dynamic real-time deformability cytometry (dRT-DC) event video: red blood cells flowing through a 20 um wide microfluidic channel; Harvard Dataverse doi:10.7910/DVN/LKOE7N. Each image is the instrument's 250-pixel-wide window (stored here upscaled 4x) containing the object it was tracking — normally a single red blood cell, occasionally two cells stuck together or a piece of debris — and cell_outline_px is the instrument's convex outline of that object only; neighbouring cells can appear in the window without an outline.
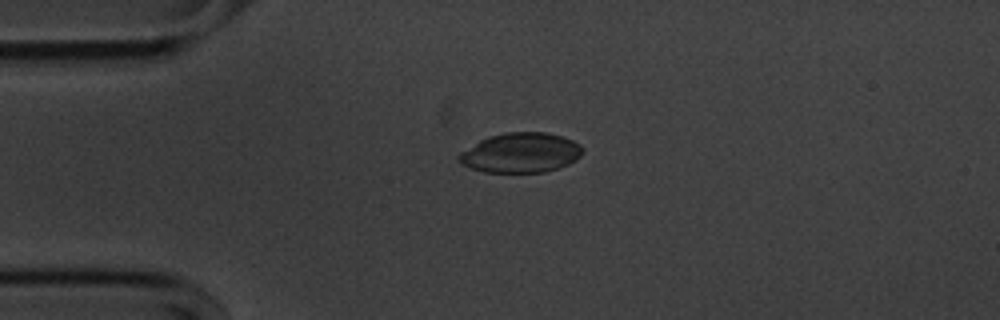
{"species": "common noctule bat (a hibernating species)", "species_latin": "Nyctalus noctula", "temperature_condition": "cold", "stored_images_in_passage": 55, "camera_frame_rate_fps": 3000, "um_per_image_px": 0.085, "animal": {"sex": "male", "body_mass_g": 20.1, "forearm_length_mm": 53.5}, "frame": {"image": 1, "passage_image": 13, "time_ms": 4.0, "image_size_px": [1000, 320], "cell_outline_px": [[584, 152], [576, 160], [560, 168], [544, 172], [484, 172], [460, 164], [456, 160], [456, 156], [460, 152], [480, 140], [488, 136], [504, 132], [544, 132], [560, 136], [572, 140], [580, 144], [584, 148]], "centroid_in_image_um": [44.25, 12.99], "position_along_channel_um": 40.8, "area_um2": 28.96}}
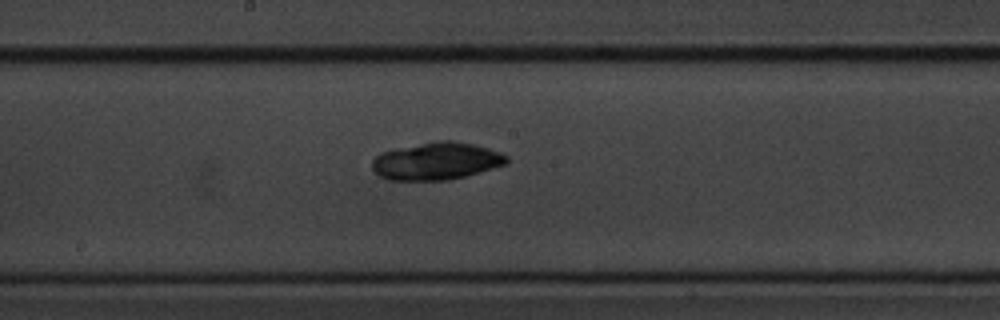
{"frame": {"image": 2, "passage_image": 29, "time_ms": 9.333, "image_size_px": [1000, 320], "cell_outline_px": [[508, 164], [464, 176], [448, 180], [388, 180], [380, 176], [372, 168], [372, 160], [380, 152], [396, 148], [436, 140], [456, 140], [488, 148], [500, 152], [508, 156]], "centroid_in_image_um": [37.09, 13.68], "position_along_channel_um": 211.1, "area_um2": 29.48}}
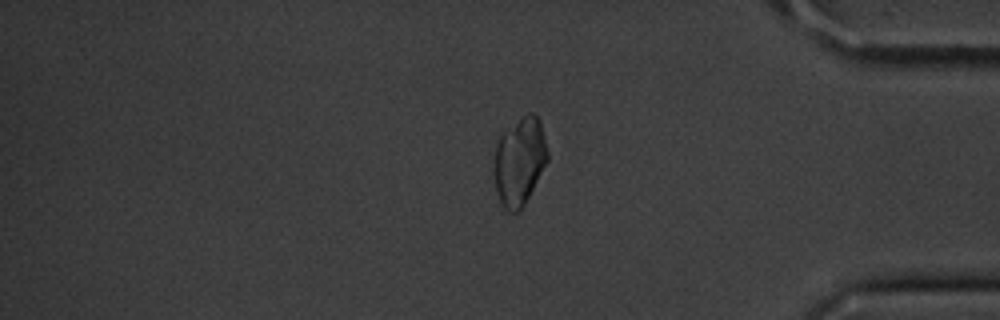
{"frame": {"image": 3, "passage_image": 46, "time_ms": 15.0, "image_size_px": [1000, 320], "cell_outline_px": [[548, 160], [520, 212], [508, 212], [504, 208], [496, 192], [492, 168], [496, 140], [504, 132], [528, 112], [532, 112], [540, 120], [548, 152]], "centroid_in_image_um": [44.13, 13.73], "position_along_channel_um": 391.1, "area_um2": 27.57}, "authors_computed_cell_mechanics": {"area_um2": 28.2642, "velocity_mm_per_s": 3.6069, "shape_relaxation_time_tau1_ms": 6.1978, "shape_relaxation_time_tau2_ms": null, "deformation_change_tau1": 0.0876, "deformation_change_tau2": null}}